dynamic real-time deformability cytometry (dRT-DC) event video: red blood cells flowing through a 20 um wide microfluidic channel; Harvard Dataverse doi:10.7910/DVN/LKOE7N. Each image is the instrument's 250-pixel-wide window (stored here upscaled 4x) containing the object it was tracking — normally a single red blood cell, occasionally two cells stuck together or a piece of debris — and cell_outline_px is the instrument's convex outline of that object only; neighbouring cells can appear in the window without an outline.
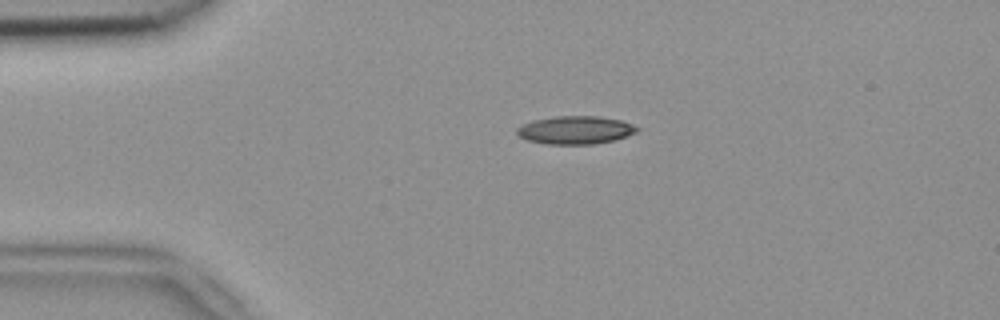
{"species": "common noctule bat (a hibernating species)", "species_latin": "Nyctalus noctula", "temperature_condition": "room temperature", "stored_images_in_passage": 43, "camera_frame_rate_fps": 3000, "um_per_image_px": 0.085, "animal": {"sex": "female", "body_mass_g": 18.4}, "frame": {"image": 1, "passage_image": 2, "time_ms": 0.333, "image_size_px": [1000, 320], "cell_outline_px": [[640, 128], [636, 132], [616, 140], [592, 144], [548, 144], [528, 140], [520, 136], [516, 132], [516, 128], [532, 120], [556, 116], [596, 116], [620, 120], [632, 124]], "centroid_in_image_um": [48.91, 11.05], "position_along_channel_um": 36.1, "area_um2": 19.54}}
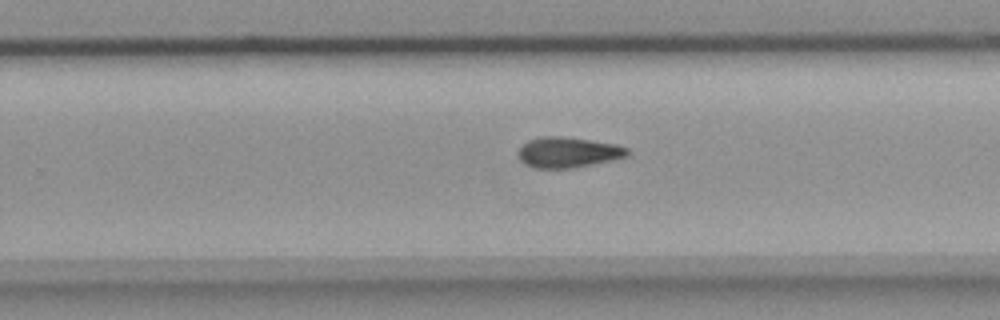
{"frame": {"image": 2, "passage_image": 24, "time_ms": 7.667, "image_size_px": [1000, 320], "cell_outline_px": [[632, 152], [628, 156], [612, 160], [576, 168], [532, 168], [524, 164], [520, 160], [520, 148], [528, 140], [540, 136], [560, 136], [616, 144], [628, 148]], "centroid_in_image_um": [48.31, 12.96], "position_along_channel_um": 281.5, "area_um2": 19.48}}
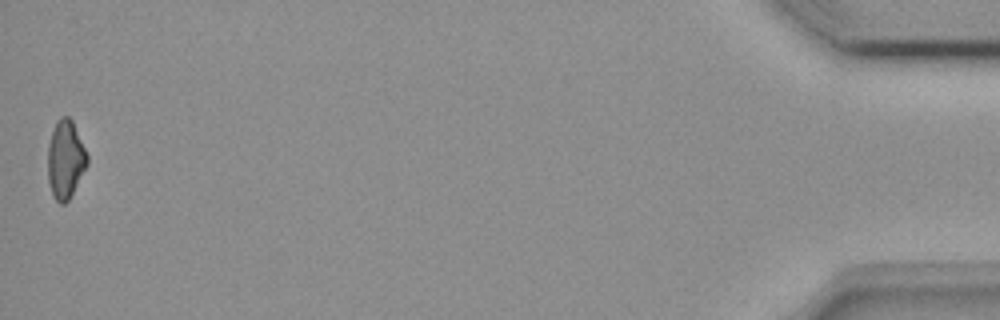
{"frame": {"image": 3, "passage_image": 43, "time_ms": 14.0, "image_size_px": [1000, 320], "cell_outline_px": [[88, 164], [68, 200], [64, 204], [60, 204], [56, 200], [52, 192], [48, 180], [48, 144], [56, 120], [60, 116], [68, 116], [72, 120], [88, 156]], "centroid_in_image_um": [5.56, 13.53], "position_along_channel_um": 429.6, "area_um2": 17.8}}